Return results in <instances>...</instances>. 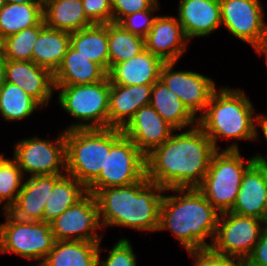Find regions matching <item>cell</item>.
Wrapping results in <instances>:
<instances>
[{
  "label": "cell",
  "instance_id": "7",
  "mask_svg": "<svg viewBox=\"0 0 267 266\" xmlns=\"http://www.w3.org/2000/svg\"><path fill=\"white\" fill-rule=\"evenodd\" d=\"M55 89L59 90L58 103L63 110L79 120L65 130L109 128L110 80L108 76L100 82L55 86Z\"/></svg>",
  "mask_w": 267,
  "mask_h": 266
},
{
  "label": "cell",
  "instance_id": "34",
  "mask_svg": "<svg viewBox=\"0 0 267 266\" xmlns=\"http://www.w3.org/2000/svg\"><path fill=\"white\" fill-rule=\"evenodd\" d=\"M22 180L24 176L15 159H6L0 165V204L5 201L3 212L15 204L23 185Z\"/></svg>",
  "mask_w": 267,
  "mask_h": 266
},
{
  "label": "cell",
  "instance_id": "2",
  "mask_svg": "<svg viewBox=\"0 0 267 266\" xmlns=\"http://www.w3.org/2000/svg\"><path fill=\"white\" fill-rule=\"evenodd\" d=\"M179 194L163 195L158 231L170 230L188 250L210 248L218 225V211L198 188H171ZM210 237L211 244L206 242Z\"/></svg>",
  "mask_w": 267,
  "mask_h": 266
},
{
  "label": "cell",
  "instance_id": "11",
  "mask_svg": "<svg viewBox=\"0 0 267 266\" xmlns=\"http://www.w3.org/2000/svg\"><path fill=\"white\" fill-rule=\"evenodd\" d=\"M13 157L23 176L66 174L65 130L53 142L38 136L22 139L14 145Z\"/></svg>",
  "mask_w": 267,
  "mask_h": 266
},
{
  "label": "cell",
  "instance_id": "3",
  "mask_svg": "<svg viewBox=\"0 0 267 266\" xmlns=\"http://www.w3.org/2000/svg\"><path fill=\"white\" fill-rule=\"evenodd\" d=\"M164 191L146 176L134 184L95 191L102 227L124 226L140 231H158Z\"/></svg>",
  "mask_w": 267,
  "mask_h": 266
},
{
  "label": "cell",
  "instance_id": "38",
  "mask_svg": "<svg viewBox=\"0 0 267 266\" xmlns=\"http://www.w3.org/2000/svg\"><path fill=\"white\" fill-rule=\"evenodd\" d=\"M158 0H111L112 22L119 23L125 16L150 9Z\"/></svg>",
  "mask_w": 267,
  "mask_h": 266
},
{
  "label": "cell",
  "instance_id": "21",
  "mask_svg": "<svg viewBox=\"0 0 267 266\" xmlns=\"http://www.w3.org/2000/svg\"><path fill=\"white\" fill-rule=\"evenodd\" d=\"M152 85L110 84L109 128L122 129L142 106L150 104Z\"/></svg>",
  "mask_w": 267,
  "mask_h": 266
},
{
  "label": "cell",
  "instance_id": "12",
  "mask_svg": "<svg viewBox=\"0 0 267 266\" xmlns=\"http://www.w3.org/2000/svg\"><path fill=\"white\" fill-rule=\"evenodd\" d=\"M55 240L101 242L99 207L94 194L87 193L59 217L50 222Z\"/></svg>",
  "mask_w": 267,
  "mask_h": 266
},
{
  "label": "cell",
  "instance_id": "25",
  "mask_svg": "<svg viewBox=\"0 0 267 266\" xmlns=\"http://www.w3.org/2000/svg\"><path fill=\"white\" fill-rule=\"evenodd\" d=\"M150 105L175 130L197 125V118L160 79L152 85Z\"/></svg>",
  "mask_w": 267,
  "mask_h": 266
},
{
  "label": "cell",
  "instance_id": "8",
  "mask_svg": "<svg viewBox=\"0 0 267 266\" xmlns=\"http://www.w3.org/2000/svg\"><path fill=\"white\" fill-rule=\"evenodd\" d=\"M5 222L0 224V253H14L31 260H38L40 266L55 243L50 223L44 221H23L3 212Z\"/></svg>",
  "mask_w": 267,
  "mask_h": 266
},
{
  "label": "cell",
  "instance_id": "35",
  "mask_svg": "<svg viewBox=\"0 0 267 266\" xmlns=\"http://www.w3.org/2000/svg\"><path fill=\"white\" fill-rule=\"evenodd\" d=\"M98 250L97 266H137L136 255L128 239L117 241L109 250L106 260L100 259V244Z\"/></svg>",
  "mask_w": 267,
  "mask_h": 266
},
{
  "label": "cell",
  "instance_id": "10",
  "mask_svg": "<svg viewBox=\"0 0 267 266\" xmlns=\"http://www.w3.org/2000/svg\"><path fill=\"white\" fill-rule=\"evenodd\" d=\"M266 224L263 220L231 211L220 213L210 248L220 255L246 260Z\"/></svg>",
  "mask_w": 267,
  "mask_h": 266
},
{
  "label": "cell",
  "instance_id": "29",
  "mask_svg": "<svg viewBox=\"0 0 267 266\" xmlns=\"http://www.w3.org/2000/svg\"><path fill=\"white\" fill-rule=\"evenodd\" d=\"M43 20V5L38 2L6 3L0 10V36L2 39L23 29L38 25Z\"/></svg>",
  "mask_w": 267,
  "mask_h": 266
},
{
  "label": "cell",
  "instance_id": "6",
  "mask_svg": "<svg viewBox=\"0 0 267 266\" xmlns=\"http://www.w3.org/2000/svg\"><path fill=\"white\" fill-rule=\"evenodd\" d=\"M241 157L238 143L234 142L222 151L216 150L209 168L198 189L220 213L232 209L246 170L256 161L255 157L246 162Z\"/></svg>",
  "mask_w": 267,
  "mask_h": 266
},
{
  "label": "cell",
  "instance_id": "4",
  "mask_svg": "<svg viewBox=\"0 0 267 266\" xmlns=\"http://www.w3.org/2000/svg\"><path fill=\"white\" fill-rule=\"evenodd\" d=\"M254 111L243 89L221 87L212 93L205 111L197 119V125L218 150L220 137L251 141L259 138L255 124L258 115L255 116Z\"/></svg>",
  "mask_w": 267,
  "mask_h": 266
},
{
  "label": "cell",
  "instance_id": "1",
  "mask_svg": "<svg viewBox=\"0 0 267 266\" xmlns=\"http://www.w3.org/2000/svg\"><path fill=\"white\" fill-rule=\"evenodd\" d=\"M215 151L198 125L178 134L173 132L162 145L145 155L146 177L163 189L198 188Z\"/></svg>",
  "mask_w": 267,
  "mask_h": 266
},
{
  "label": "cell",
  "instance_id": "18",
  "mask_svg": "<svg viewBox=\"0 0 267 266\" xmlns=\"http://www.w3.org/2000/svg\"><path fill=\"white\" fill-rule=\"evenodd\" d=\"M188 40L175 16H158L145 37V49L163 62H176L187 50Z\"/></svg>",
  "mask_w": 267,
  "mask_h": 266
},
{
  "label": "cell",
  "instance_id": "37",
  "mask_svg": "<svg viewBox=\"0 0 267 266\" xmlns=\"http://www.w3.org/2000/svg\"><path fill=\"white\" fill-rule=\"evenodd\" d=\"M194 266H247L245 260L220 255L211 248L188 250Z\"/></svg>",
  "mask_w": 267,
  "mask_h": 266
},
{
  "label": "cell",
  "instance_id": "24",
  "mask_svg": "<svg viewBox=\"0 0 267 266\" xmlns=\"http://www.w3.org/2000/svg\"><path fill=\"white\" fill-rule=\"evenodd\" d=\"M45 26L69 33L92 26L82 0H47L43 5Z\"/></svg>",
  "mask_w": 267,
  "mask_h": 266
},
{
  "label": "cell",
  "instance_id": "28",
  "mask_svg": "<svg viewBox=\"0 0 267 266\" xmlns=\"http://www.w3.org/2000/svg\"><path fill=\"white\" fill-rule=\"evenodd\" d=\"M70 46L109 71L108 23L93 24L70 33Z\"/></svg>",
  "mask_w": 267,
  "mask_h": 266
},
{
  "label": "cell",
  "instance_id": "5",
  "mask_svg": "<svg viewBox=\"0 0 267 266\" xmlns=\"http://www.w3.org/2000/svg\"><path fill=\"white\" fill-rule=\"evenodd\" d=\"M119 128L65 130L66 174L86 188L105 167L111 145L122 135Z\"/></svg>",
  "mask_w": 267,
  "mask_h": 266
},
{
  "label": "cell",
  "instance_id": "23",
  "mask_svg": "<svg viewBox=\"0 0 267 266\" xmlns=\"http://www.w3.org/2000/svg\"><path fill=\"white\" fill-rule=\"evenodd\" d=\"M107 72L97 63L68 47L62 63L53 74L54 86H71L100 82Z\"/></svg>",
  "mask_w": 267,
  "mask_h": 266
},
{
  "label": "cell",
  "instance_id": "31",
  "mask_svg": "<svg viewBox=\"0 0 267 266\" xmlns=\"http://www.w3.org/2000/svg\"><path fill=\"white\" fill-rule=\"evenodd\" d=\"M145 50V38L126 30L116 22L108 23L109 70Z\"/></svg>",
  "mask_w": 267,
  "mask_h": 266
},
{
  "label": "cell",
  "instance_id": "43",
  "mask_svg": "<svg viewBox=\"0 0 267 266\" xmlns=\"http://www.w3.org/2000/svg\"><path fill=\"white\" fill-rule=\"evenodd\" d=\"M5 63L6 59L4 58V56L0 57V88L5 83Z\"/></svg>",
  "mask_w": 267,
  "mask_h": 266
},
{
  "label": "cell",
  "instance_id": "19",
  "mask_svg": "<svg viewBox=\"0 0 267 266\" xmlns=\"http://www.w3.org/2000/svg\"><path fill=\"white\" fill-rule=\"evenodd\" d=\"M178 12L187 40L209 36L222 26L219 0H179Z\"/></svg>",
  "mask_w": 267,
  "mask_h": 266
},
{
  "label": "cell",
  "instance_id": "14",
  "mask_svg": "<svg viewBox=\"0 0 267 266\" xmlns=\"http://www.w3.org/2000/svg\"><path fill=\"white\" fill-rule=\"evenodd\" d=\"M221 25L255 48L267 30L260 0H219Z\"/></svg>",
  "mask_w": 267,
  "mask_h": 266
},
{
  "label": "cell",
  "instance_id": "27",
  "mask_svg": "<svg viewBox=\"0 0 267 266\" xmlns=\"http://www.w3.org/2000/svg\"><path fill=\"white\" fill-rule=\"evenodd\" d=\"M100 243L56 240L40 266H97Z\"/></svg>",
  "mask_w": 267,
  "mask_h": 266
},
{
  "label": "cell",
  "instance_id": "44",
  "mask_svg": "<svg viewBox=\"0 0 267 266\" xmlns=\"http://www.w3.org/2000/svg\"><path fill=\"white\" fill-rule=\"evenodd\" d=\"M32 0H5L6 3H30Z\"/></svg>",
  "mask_w": 267,
  "mask_h": 266
},
{
  "label": "cell",
  "instance_id": "15",
  "mask_svg": "<svg viewBox=\"0 0 267 266\" xmlns=\"http://www.w3.org/2000/svg\"><path fill=\"white\" fill-rule=\"evenodd\" d=\"M243 175L236 201L230 210L267 223V159L261 154Z\"/></svg>",
  "mask_w": 267,
  "mask_h": 266
},
{
  "label": "cell",
  "instance_id": "26",
  "mask_svg": "<svg viewBox=\"0 0 267 266\" xmlns=\"http://www.w3.org/2000/svg\"><path fill=\"white\" fill-rule=\"evenodd\" d=\"M69 46V32L45 26L33 45L32 61L54 74L61 65Z\"/></svg>",
  "mask_w": 267,
  "mask_h": 266
},
{
  "label": "cell",
  "instance_id": "40",
  "mask_svg": "<svg viewBox=\"0 0 267 266\" xmlns=\"http://www.w3.org/2000/svg\"><path fill=\"white\" fill-rule=\"evenodd\" d=\"M245 262L247 266H267V224Z\"/></svg>",
  "mask_w": 267,
  "mask_h": 266
},
{
  "label": "cell",
  "instance_id": "45",
  "mask_svg": "<svg viewBox=\"0 0 267 266\" xmlns=\"http://www.w3.org/2000/svg\"><path fill=\"white\" fill-rule=\"evenodd\" d=\"M3 56V39L0 36V57Z\"/></svg>",
  "mask_w": 267,
  "mask_h": 266
},
{
  "label": "cell",
  "instance_id": "41",
  "mask_svg": "<svg viewBox=\"0 0 267 266\" xmlns=\"http://www.w3.org/2000/svg\"><path fill=\"white\" fill-rule=\"evenodd\" d=\"M258 55L264 54L266 56L265 62L267 66V30L261 38L259 44L254 48Z\"/></svg>",
  "mask_w": 267,
  "mask_h": 266
},
{
  "label": "cell",
  "instance_id": "16",
  "mask_svg": "<svg viewBox=\"0 0 267 266\" xmlns=\"http://www.w3.org/2000/svg\"><path fill=\"white\" fill-rule=\"evenodd\" d=\"M121 130L144 155H147L155 147L162 145L173 132H177L150 104L142 106L136 111Z\"/></svg>",
  "mask_w": 267,
  "mask_h": 266
},
{
  "label": "cell",
  "instance_id": "39",
  "mask_svg": "<svg viewBox=\"0 0 267 266\" xmlns=\"http://www.w3.org/2000/svg\"><path fill=\"white\" fill-rule=\"evenodd\" d=\"M87 18L93 24L112 22L111 0H82Z\"/></svg>",
  "mask_w": 267,
  "mask_h": 266
},
{
  "label": "cell",
  "instance_id": "36",
  "mask_svg": "<svg viewBox=\"0 0 267 266\" xmlns=\"http://www.w3.org/2000/svg\"><path fill=\"white\" fill-rule=\"evenodd\" d=\"M159 4L160 2L157 1L150 9L129 14L119 24L129 32L145 38L157 17L153 13L159 9Z\"/></svg>",
  "mask_w": 267,
  "mask_h": 266
},
{
  "label": "cell",
  "instance_id": "9",
  "mask_svg": "<svg viewBox=\"0 0 267 266\" xmlns=\"http://www.w3.org/2000/svg\"><path fill=\"white\" fill-rule=\"evenodd\" d=\"M146 176L145 155L136 144L122 134L106 156L105 167L87 187L88 193L111 187L126 186L141 181Z\"/></svg>",
  "mask_w": 267,
  "mask_h": 266
},
{
  "label": "cell",
  "instance_id": "20",
  "mask_svg": "<svg viewBox=\"0 0 267 266\" xmlns=\"http://www.w3.org/2000/svg\"><path fill=\"white\" fill-rule=\"evenodd\" d=\"M63 174L30 176L23 182L15 204L8 212L19 220L43 221L47 199Z\"/></svg>",
  "mask_w": 267,
  "mask_h": 266
},
{
  "label": "cell",
  "instance_id": "32",
  "mask_svg": "<svg viewBox=\"0 0 267 266\" xmlns=\"http://www.w3.org/2000/svg\"><path fill=\"white\" fill-rule=\"evenodd\" d=\"M42 106L19 86L5 82L0 88V113L7 121L23 120Z\"/></svg>",
  "mask_w": 267,
  "mask_h": 266
},
{
  "label": "cell",
  "instance_id": "47",
  "mask_svg": "<svg viewBox=\"0 0 267 266\" xmlns=\"http://www.w3.org/2000/svg\"><path fill=\"white\" fill-rule=\"evenodd\" d=\"M7 158L3 157V154H0V165L6 160Z\"/></svg>",
  "mask_w": 267,
  "mask_h": 266
},
{
  "label": "cell",
  "instance_id": "33",
  "mask_svg": "<svg viewBox=\"0 0 267 266\" xmlns=\"http://www.w3.org/2000/svg\"><path fill=\"white\" fill-rule=\"evenodd\" d=\"M45 27L44 20L38 25L21 30L3 39V56L6 60L32 61V50L39 32Z\"/></svg>",
  "mask_w": 267,
  "mask_h": 266
},
{
  "label": "cell",
  "instance_id": "17",
  "mask_svg": "<svg viewBox=\"0 0 267 266\" xmlns=\"http://www.w3.org/2000/svg\"><path fill=\"white\" fill-rule=\"evenodd\" d=\"M5 82L19 86L42 107L49 104L55 90L53 74L33 61L6 60Z\"/></svg>",
  "mask_w": 267,
  "mask_h": 266
},
{
  "label": "cell",
  "instance_id": "30",
  "mask_svg": "<svg viewBox=\"0 0 267 266\" xmlns=\"http://www.w3.org/2000/svg\"><path fill=\"white\" fill-rule=\"evenodd\" d=\"M63 174L55 183L47 199L43 214L44 222H52L88 193L87 188L77 179L68 174Z\"/></svg>",
  "mask_w": 267,
  "mask_h": 266
},
{
  "label": "cell",
  "instance_id": "22",
  "mask_svg": "<svg viewBox=\"0 0 267 266\" xmlns=\"http://www.w3.org/2000/svg\"><path fill=\"white\" fill-rule=\"evenodd\" d=\"M163 61L147 51L115 64L107 73L110 84L122 86L153 85L160 78Z\"/></svg>",
  "mask_w": 267,
  "mask_h": 266
},
{
  "label": "cell",
  "instance_id": "46",
  "mask_svg": "<svg viewBox=\"0 0 267 266\" xmlns=\"http://www.w3.org/2000/svg\"><path fill=\"white\" fill-rule=\"evenodd\" d=\"M6 5L5 0H0V10Z\"/></svg>",
  "mask_w": 267,
  "mask_h": 266
},
{
  "label": "cell",
  "instance_id": "13",
  "mask_svg": "<svg viewBox=\"0 0 267 266\" xmlns=\"http://www.w3.org/2000/svg\"><path fill=\"white\" fill-rule=\"evenodd\" d=\"M175 64L176 62H164L159 79L180 98L188 111L198 119L205 111L212 93L217 89L215 81L193 71H174Z\"/></svg>",
  "mask_w": 267,
  "mask_h": 266
},
{
  "label": "cell",
  "instance_id": "48",
  "mask_svg": "<svg viewBox=\"0 0 267 266\" xmlns=\"http://www.w3.org/2000/svg\"><path fill=\"white\" fill-rule=\"evenodd\" d=\"M35 2H38L39 4L41 5H44V3L47 1V0H33Z\"/></svg>",
  "mask_w": 267,
  "mask_h": 266
},
{
  "label": "cell",
  "instance_id": "42",
  "mask_svg": "<svg viewBox=\"0 0 267 266\" xmlns=\"http://www.w3.org/2000/svg\"><path fill=\"white\" fill-rule=\"evenodd\" d=\"M256 123L261 127L262 133L264 134V139L267 141V114H258Z\"/></svg>",
  "mask_w": 267,
  "mask_h": 266
}]
</instances>
